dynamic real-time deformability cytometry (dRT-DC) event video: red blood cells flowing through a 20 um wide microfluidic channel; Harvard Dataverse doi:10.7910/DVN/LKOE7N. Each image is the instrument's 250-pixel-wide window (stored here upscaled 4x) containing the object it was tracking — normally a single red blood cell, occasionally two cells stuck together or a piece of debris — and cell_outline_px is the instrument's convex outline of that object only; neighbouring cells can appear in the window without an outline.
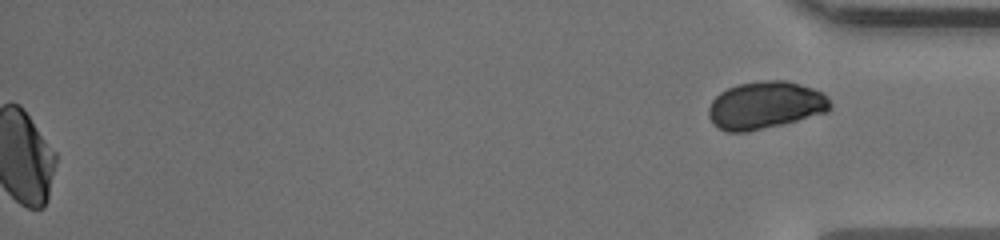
{"species": "human", "species_latin": "Homo sapiens", "temperature_condition": "warm", "stored_images_in_passage": 52, "segment_of_instrument_passage": [2, 2], "camera_frame_rate_fps": 3000, "um_per_image_px": 0.085, "donor": {"sex": "male"}, "frame": {"image": 1, "passage_image": 52, "time_ms": 17.0, "image_size_px": [1000, 240], "cell_outline_px": [[832, 108], [828, 112], [784, 124], [748, 132], [724, 132], [716, 128], [712, 124], [708, 116], [708, 108], [712, 100], [720, 92], [728, 88], [740, 84], [764, 80], [784, 80], [800, 84], [812, 88], [828, 96], [832, 104]], "centroid_in_image_um": [65.04, 8.97], "position_along_channel_um": 370.2, "area_um2": 34.04}}